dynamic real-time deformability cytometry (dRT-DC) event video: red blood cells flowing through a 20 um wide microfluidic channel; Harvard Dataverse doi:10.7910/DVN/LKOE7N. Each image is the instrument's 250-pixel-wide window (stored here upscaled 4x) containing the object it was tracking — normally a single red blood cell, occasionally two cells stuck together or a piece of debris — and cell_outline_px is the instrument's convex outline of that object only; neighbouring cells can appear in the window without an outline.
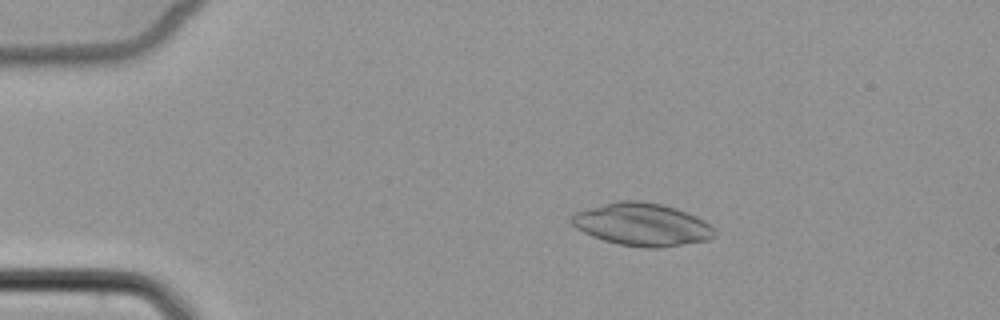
{"species": "common noctule bat (a hibernating species)", "species_latin": "Nyctalus noctula", "temperature_condition": "cold", "stored_images_in_passage": 6, "camera_frame_rate_fps": 3000, "um_per_image_px": 0.085, "animal": {"sex": "female", "body_mass_g": 22.7, "forearm_length_mm": 54.2}, "frame": {"image": 1, "passage_image": 3, "time_ms": 2.333, "image_size_px": [1000, 320], "cell_outline_px": [[716, 236], [708, 240], [660, 248], [644, 248], [620, 244], [604, 240], [592, 236], [576, 228], [572, 224], [572, 216], [576, 212], [584, 208], [616, 200], [640, 200], [660, 204], [676, 208], [696, 216], [704, 220], [716, 232]], "centroid_in_image_um": [54.57, 19.07], "position_along_channel_um": 30.4, "area_um2": 35.66}}